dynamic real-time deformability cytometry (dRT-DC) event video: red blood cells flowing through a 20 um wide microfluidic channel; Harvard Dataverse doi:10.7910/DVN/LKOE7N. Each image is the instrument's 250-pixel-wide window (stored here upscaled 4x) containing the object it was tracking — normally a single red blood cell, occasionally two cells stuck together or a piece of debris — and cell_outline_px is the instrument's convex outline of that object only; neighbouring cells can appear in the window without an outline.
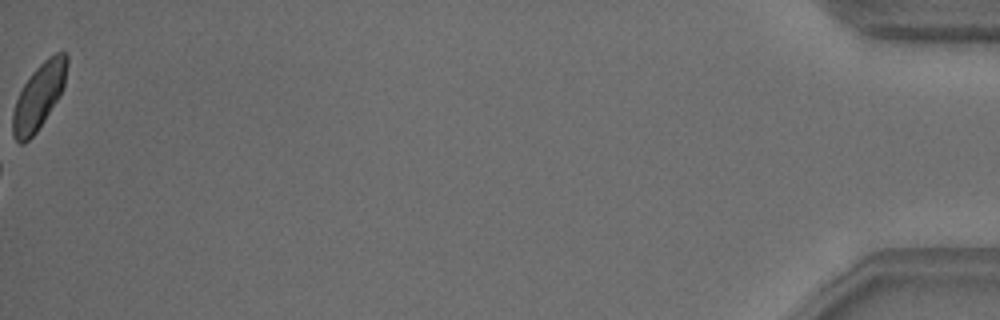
{"species": "common noctule bat (a hibernating species)", "species_latin": "Nyctalus noctula", "temperature_condition": "warm", "stored_images_in_passage": 48, "camera_frame_rate_fps": 3000, "um_per_image_px": 0.085, "animal": {"sex": "male", "body_mass_g": 18.8}, "frame": {"image": 1, "passage_image": 48, "time_ms": 15.667, "image_size_px": [1000, 320], "cell_outline_px": [[68, 64], [64, 84], [60, 96], [36, 132], [24, 144], [20, 144], [12, 136], [12, 112], [16, 100], [24, 84], [32, 72], [48, 56], [56, 52], [68, 52]], "centroid_in_image_um": [3.3, 8.18], "position_along_channel_um": 431.9, "area_um2": 20.81}, "authors_computed_cell_mechanics": {"area_um2": 20.0566, "velocity_mm_per_s": 3.8075, "shape_relaxation_time_tau1_ms": 4.555, "shape_relaxation_time_tau2_ms": 0.9662, "deformation_change_tau1": 0.1363, "deformation_change_tau2": 0.045}}